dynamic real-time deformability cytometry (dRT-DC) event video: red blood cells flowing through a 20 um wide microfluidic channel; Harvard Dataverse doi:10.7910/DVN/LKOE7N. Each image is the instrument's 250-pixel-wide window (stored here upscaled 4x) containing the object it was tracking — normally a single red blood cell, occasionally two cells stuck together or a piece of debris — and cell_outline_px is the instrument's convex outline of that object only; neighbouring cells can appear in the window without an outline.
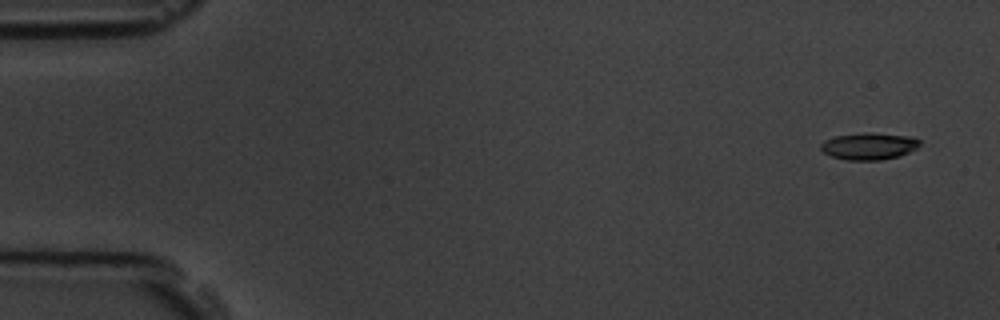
{"species": "common noctule bat (a hibernating species)", "species_latin": "Nyctalus noctula", "temperature_condition": "room temperature", "stored_images_in_passage": 6, "camera_frame_rate_fps": 3000, "um_per_image_px": 0.085, "animal": {"sex": "male", "body_mass_g": 19.5, "forearm_length_mm": 54.6}, "frame": {"image": 1, "passage_image": 1, "time_ms": 0.0, "image_size_px": [1000, 320], "cell_outline_px": [[920, 144], [916, 148], [900, 156], [880, 160], [844, 160], [832, 156], [824, 152], [820, 148], [820, 144], [824, 140], [836, 136], [864, 132], [872, 132], [912, 136], [920, 140]], "centroid_in_image_um": [73.86, 12.41], "position_along_channel_um": 11.1, "area_um2": 15.66}}
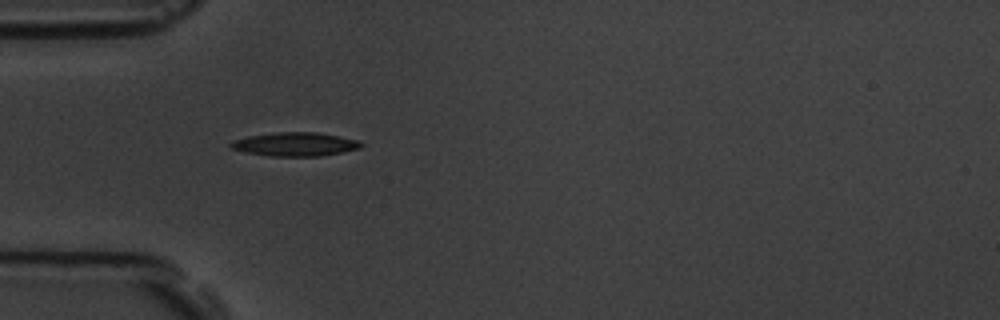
{"frame": {"image": 2, "passage_image": 5, "time_ms": 4.667, "image_size_px": [1000, 320], "cell_outline_px": [[364, 144], [360, 148], [320, 156], [268, 156], [248, 152], [232, 148], [228, 144], [232, 140], [248, 136], [276, 132], [316, 132], [340, 136], [360, 140]], "centroid_in_image_um": [25.1, 12.25], "position_along_channel_um": 59.9, "area_um2": 17.98}}
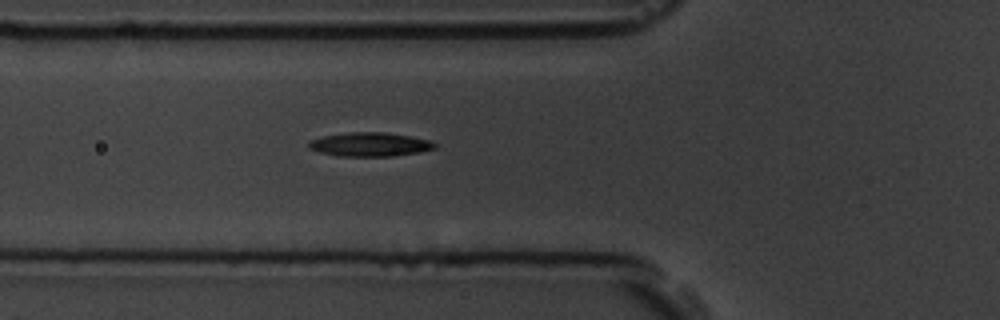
{"frame": {"image": 3, "passage_image": 6, "time_ms": 5.667, "image_size_px": [1000, 320], "cell_outline_px": [[436, 148], [420, 152], [392, 156], [340, 156], [320, 152], [308, 148], [308, 140], [324, 136], [348, 132], [384, 132], [432, 140], [436, 144]], "centroid_in_image_um": [31.44, 12.27], "position_along_channel_um": 94.4, "area_um2": 17.57}}